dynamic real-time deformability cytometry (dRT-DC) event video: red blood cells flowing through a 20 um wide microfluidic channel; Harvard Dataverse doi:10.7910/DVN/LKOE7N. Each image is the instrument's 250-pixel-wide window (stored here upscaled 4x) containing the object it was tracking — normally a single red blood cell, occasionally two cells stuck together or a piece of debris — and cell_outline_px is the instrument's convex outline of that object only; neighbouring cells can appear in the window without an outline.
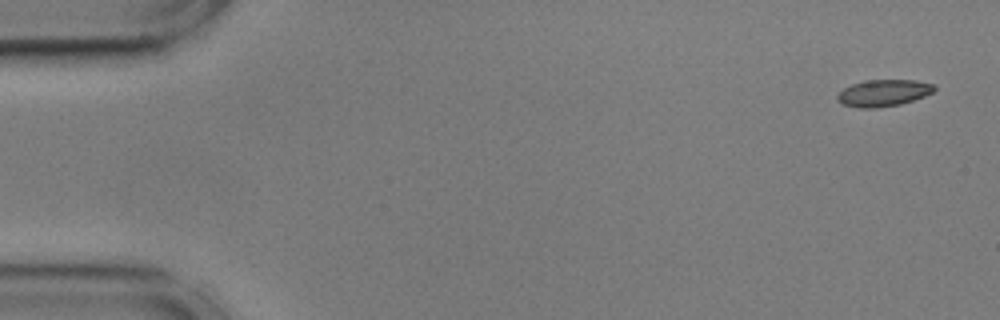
{"species": "common noctule bat (a hibernating species)", "species_latin": "Nyctalus noctula", "temperature_condition": "cold", "stored_images_in_passage": 13, "camera_frame_rate_fps": 3000, "um_per_image_px": 0.085, "animal": {"sex": "male", "body_mass_g": 17.9, "forearm_length_mm": 54.2}, "frame": {"image": 1, "passage_image": 1, "time_ms": 0.0, "image_size_px": [1000, 320], "cell_outline_px": [[936, 88], [932, 92], [924, 96], [900, 104], [876, 108], [856, 108], [840, 104], [836, 100], [836, 96], [844, 88], [852, 84], [864, 80], [916, 80], [932, 84]], "centroid_in_image_um": [75.03, 7.91], "position_along_channel_um": 10.0, "area_um2": 15.14}}